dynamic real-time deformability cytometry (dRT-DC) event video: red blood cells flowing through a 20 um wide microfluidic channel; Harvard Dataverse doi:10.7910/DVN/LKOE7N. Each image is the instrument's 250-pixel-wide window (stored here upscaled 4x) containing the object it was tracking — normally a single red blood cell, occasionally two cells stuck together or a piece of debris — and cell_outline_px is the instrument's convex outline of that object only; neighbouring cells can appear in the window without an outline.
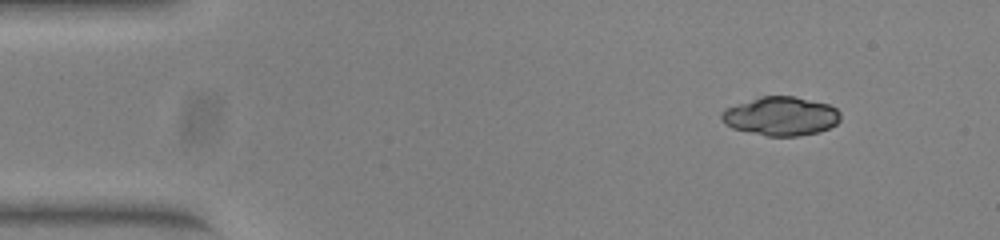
{"species": "common noctule bat (a hibernating species)", "species_latin": "Nyctalus noctula", "temperature_condition": "warm", "stored_images_in_passage": 47, "segment_of_instrument_passage": [1, 2], "camera_frame_rate_fps": 3000, "um_per_image_px": 0.085, "animal": {"sex": "female", "body_mass_g": 23.0, "forearm_length_mm": 53.4}, "frame": {"image": 1, "passage_image": 1, "time_ms": 0.0, "image_size_px": [1000, 240], "cell_outline_px": [[840, 120], [836, 124], [828, 128], [816, 132], [796, 136], [764, 136], [732, 128], [724, 124], [720, 116], [720, 112], [724, 108], [760, 96], [792, 96], [828, 104], [836, 108], [840, 112]], "centroid_in_image_um": [66.33, 9.87], "position_along_channel_um": 18.7, "area_um2": 26.93}}